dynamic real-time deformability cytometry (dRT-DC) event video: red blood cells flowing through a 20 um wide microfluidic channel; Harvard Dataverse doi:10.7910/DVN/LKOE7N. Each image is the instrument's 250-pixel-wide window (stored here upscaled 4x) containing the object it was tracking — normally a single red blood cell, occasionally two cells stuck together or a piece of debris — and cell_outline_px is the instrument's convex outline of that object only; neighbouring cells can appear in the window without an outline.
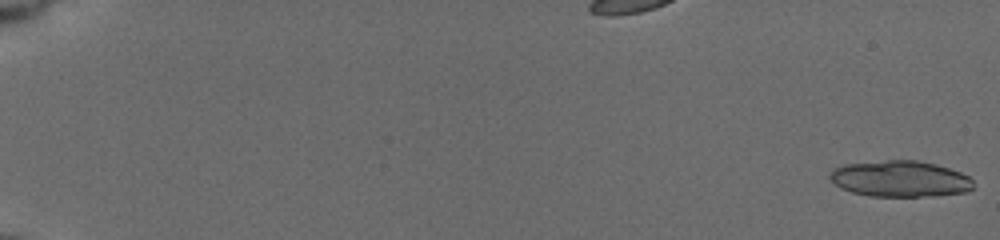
{"species": "common noctule bat (a hibernating species)", "species_latin": "Nyctalus noctula", "temperature_condition": "cold", "stored_images_in_passage": 28, "camera_frame_rate_fps": 3000, "um_per_image_px": 0.085, "animal": {"sex": "female", "body_mass_g": 19.5, "forearm_length_mm": 54.1}, "frame": {"image": 1, "passage_image": 1, "time_ms": 0.0, "image_size_px": [1000, 240], "cell_outline_px": [[972, 188], [964, 192], [932, 196], [872, 196], [852, 192], [840, 188], [828, 176], [828, 172], [832, 168], [844, 164], [888, 160], [916, 160], [936, 164], [960, 172], [968, 176], [972, 180]], "centroid_in_image_um": [76.46, 15.19], "position_along_channel_um": 8.5, "area_um2": 30.17}}
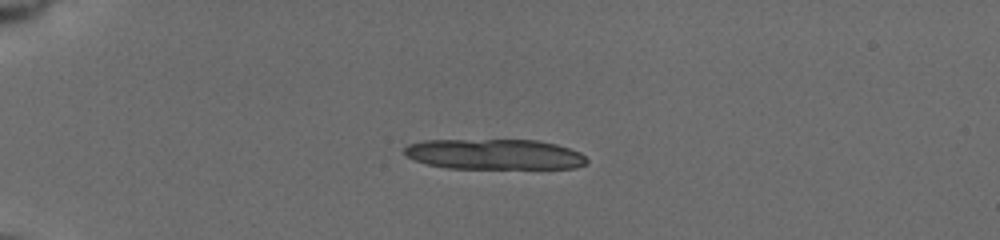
{"frame": {"image": 2, "passage_image": 16, "time_ms": 5.0, "image_size_px": [1000, 240], "cell_outline_px": [[588, 164], [576, 168], [448, 168], [428, 164], [404, 156], [404, 148], [408, 144], [424, 140], [536, 140], [556, 144], [580, 152], [588, 160]], "centroid_in_image_um": [42.03, 13.11], "position_along_channel_um": 43.0, "area_um2": 32.37}}